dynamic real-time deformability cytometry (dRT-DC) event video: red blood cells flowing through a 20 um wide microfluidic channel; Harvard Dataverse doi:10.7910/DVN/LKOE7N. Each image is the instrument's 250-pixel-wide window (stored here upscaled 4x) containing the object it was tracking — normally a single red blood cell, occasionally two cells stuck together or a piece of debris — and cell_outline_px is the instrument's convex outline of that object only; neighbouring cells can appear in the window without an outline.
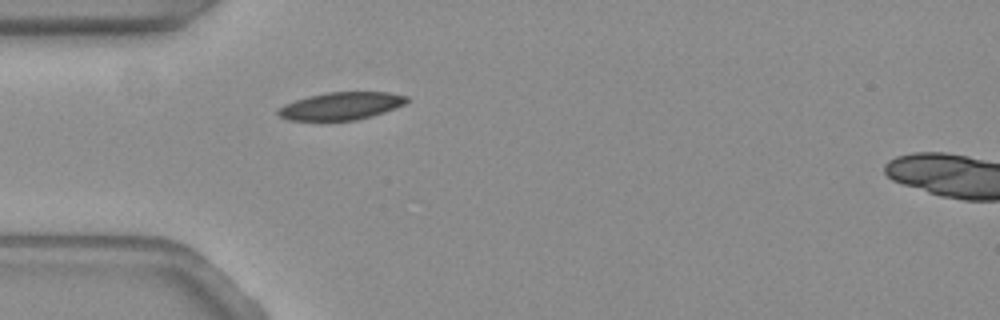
{"species": "common noctule bat (a hibernating species)", "species_latin": "Nyctalus noctula", "temperature_condition": "warm", "stored_images_in_passage": 33, "camera_frame_rate_fps": 3000, "um_per_image_px": 0.085, "animal": {"sex": "female", "body_mass_g": 19.3, "forearm_length_mm": 54.1}, "frame": {"image": 1, "passage_image": 1, "time_ms": 0.0, "image_size_px": [1000, 320], "cell_outline_px": [[408, 100], [404, 104], [384, 112], [372, 116], [356, 120], [288, 120], [280, 116], [276, 112], [284, 104], [308, 96], [324, 92], [388, 92], [408, 96]], "centroid_in_image_um": [28.99, 9.0], "position_along_channel_um": 56.0, "area_um2": 20.58}}
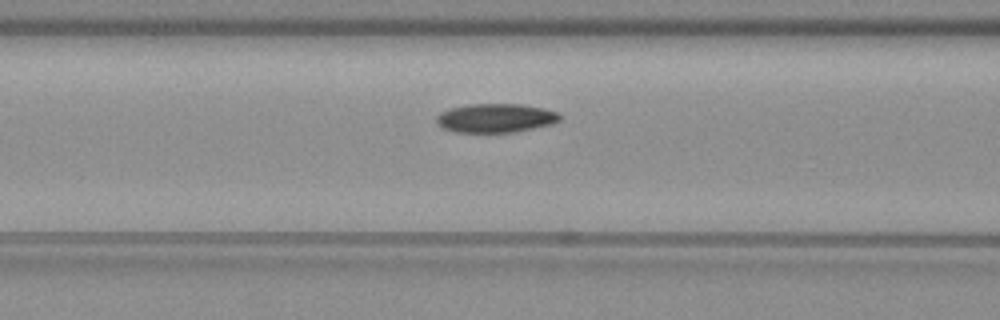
{"frame": {"image": 2, "passage_image": 7, "time_ms": 2.0, "image_size_px": [1000, 320], "cell_outline_px": [[560, 120], [552, 124], [516, 132], [456, 132], [444, 128], [436, 120], [436, 116], [440, 112], [452, 108], [468, 104], [520, 104], [544, 108], [556, 112], [560, 116]], "centroid_in_image_um": [42.14, 10.03], "position_along_channel_um": 124.5, "area_um2": 20.63}}
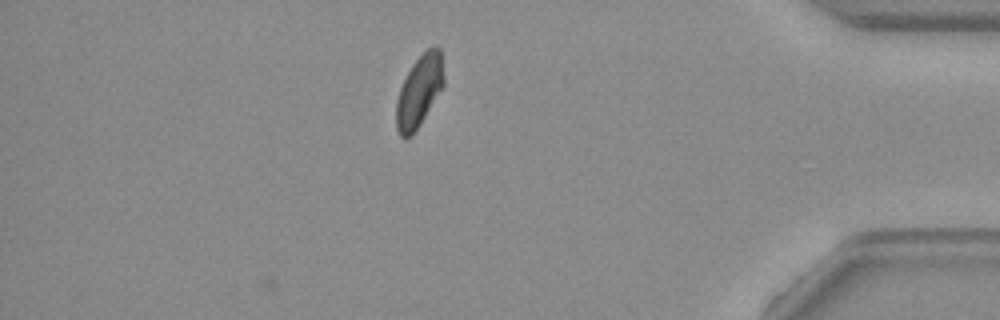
{"frame": {"image": 3, "passage_image": 33, "time_ms": 10.667, "image_size_px": [1000, 320], "cell_outline_px": [[444, 84], [420, 124], [412, 136], [400, 136], [396, 128], [396, 100], [400, 88], [412, 64], [428, 48], [436, 44], [440, 48], [444, 76]], "centroid_in_image_um": [35.63, 7.72], "position_along_channel_um": 399.6, "area_um2": 19.59}, "authors_computed_cell_mechanics": {"area_um2": 20.9236, "velocity_mm_per_s": 3.6519, "shape_relaxation_time_tau1_ms": 4.6104, "shape_relaxation_time_tau2_ms": null, "deformation_change_tau1": 0.139, "deformation_change_tau2": null}}